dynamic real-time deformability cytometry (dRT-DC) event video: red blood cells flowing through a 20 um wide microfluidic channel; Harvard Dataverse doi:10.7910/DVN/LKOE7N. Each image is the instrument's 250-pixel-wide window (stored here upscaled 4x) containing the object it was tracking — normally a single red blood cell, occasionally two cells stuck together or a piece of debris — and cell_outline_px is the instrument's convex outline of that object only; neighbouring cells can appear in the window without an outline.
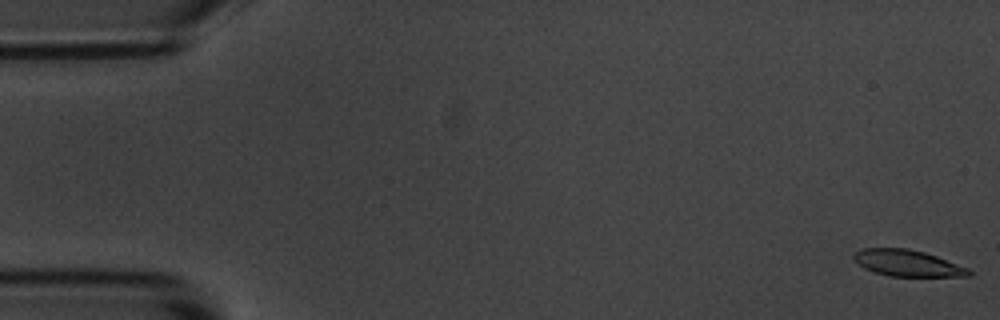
{"species": "common noctule bat (a hibernating species)", "species_latin": "Nyctalus noctula", "temperature_condition": "room temperature", "stored_images_in_passage": 55, "camera_frame_rate_fps": 3000, "um_per_image_px": 0.085, "animal": {"sex": "male", "body_mass_g": 20.1, "forearm_length_mm": 53.5}, "frame": {"image": 1, "passage_image": 1, "time_ms": 0.0, "image_size_px": [1000, 320], "cell_outline_px": [[972, 276], [888, 276], [864, 268], [852, 260], [852, 256], [856, 252], [864, 248], [908, 248], [924, 252], [936, 256], [968, 268], [972, 272]], "centroid_in_image_um": [77.11, 22.36], "position_along_channel_um": 7.9, "area_um2": 17.63}}
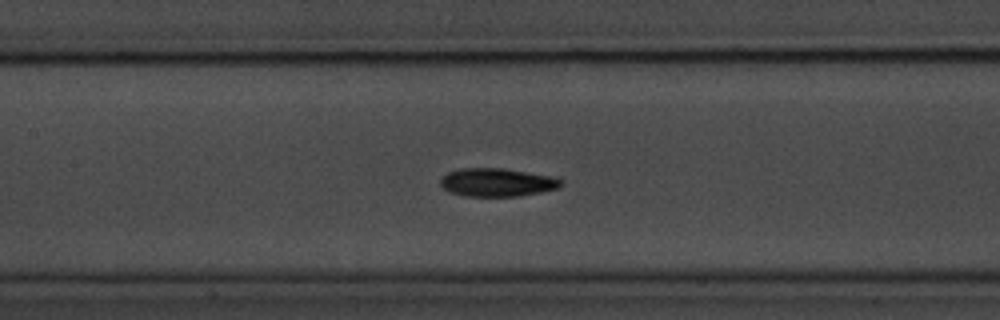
{"frame": {"image": 2, "passage_image": 25, "time_ms": 8.0, "image_size_px": [1000, 320], "cell_outline_px": [[564, 184], [560, 188], [520, 196], [464, 196], [448, 192], [440, 184], [440, 180], [448, 172], [460, 168], [504, 168], [552, 176], [564, 180]], "centroid_in_image_um": [42.28, 15.5], "position_along_channel_um": 165.1, "area_um2": 20.06}}
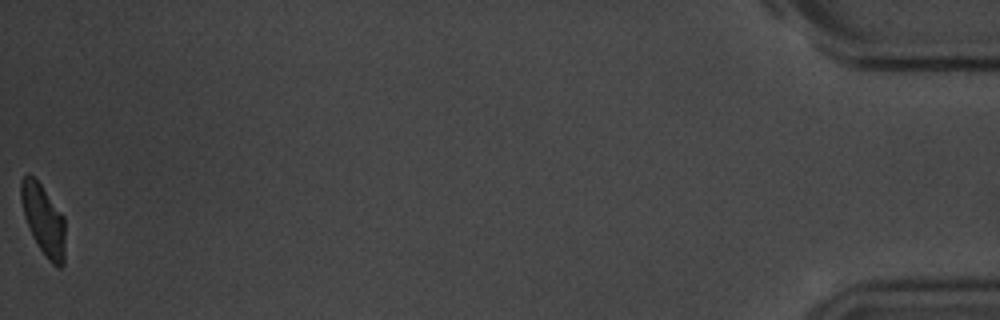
{"frame": {"image": 3, "passage_image": 55, "time_ms": 18.0, "image_size_px": [1000, 320], "cell_outline_px": [[64, 264], [60, 268], [52, 264], [48, 260], [32, 236], [24, 216], [20, 200], [20, 180], [28, 172], [40, 184], [64, 216]], "centroid_in_image_um": [3.67, 18.67], "position_along_channel_um": 431.5, "area_um2": 18.09}, "authors_computed_cell_mechanics": {"area_um2": 19.3052, "velocity_mm_per_s": 3.6632, "shape_relaxation_time_tau1_ms": 2.4372, "shape_relaxation_time_tau2_ms": 2.9096, "deformation_change_tau1": 0.1171, "deformation_change_tau2": 0.0905}}